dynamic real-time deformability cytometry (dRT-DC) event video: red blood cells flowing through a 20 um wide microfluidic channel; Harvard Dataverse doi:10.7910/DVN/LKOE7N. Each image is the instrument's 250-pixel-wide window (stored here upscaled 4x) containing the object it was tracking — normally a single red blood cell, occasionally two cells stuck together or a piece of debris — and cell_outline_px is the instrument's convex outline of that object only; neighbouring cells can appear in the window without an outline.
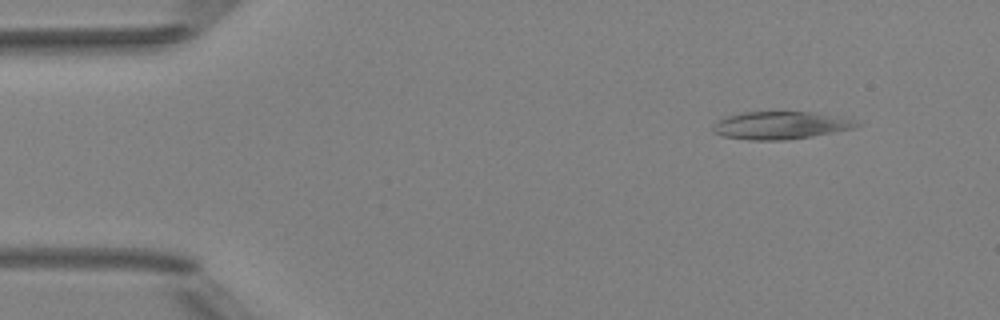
{"species": "Egyptian fruit bat (a non-hibernating species)", "species_latin": "Rousettus aegyptiacus", "temperature_condition": "room temperature", "stored_images_in_passage": 9, "camera_frame_rate_fps": 3000, "um_per_image_px": 0.085, "animal": {"sex": "female"}, "frame": {"image": 1, "passage_image": 2, "time_ms": 1.333, "image_size_px": [1000, 320], "cell_outline_px": [[864, 124], [856, 128], [812, 136], [788, 140], [748, 140], [724, 136], [712, 132], [712, 128], [720, 120], [728, 116], [744, 112], [812, 112], [852, 116]], "centroid_in_image_um": [66.52, 10.64], "position_along_channel_um": 18.5, "area_um2": 23.64}}
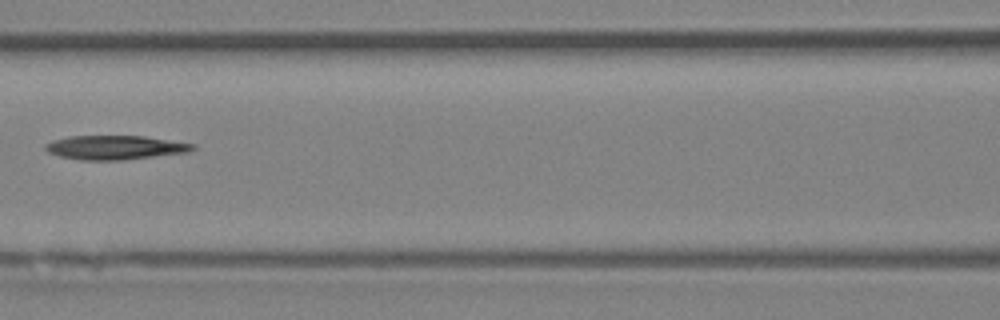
{"frame": {"image": 2, "passage_image": 7, "time_ms": 7.0, "image_size_px": [1000, 320], "cell_outline_px": [[196, 148], [188, 152], [124, 160], [80, 160], [60, 156], [48, 152], [44, 148], [44, 144], [52, 140], [68, 136], [144, 136], [196, 144]], "centroid_in_image_um": [9.77, 12.53], "position_along_channel_um": 156.8, "area_um2": 20.75}}
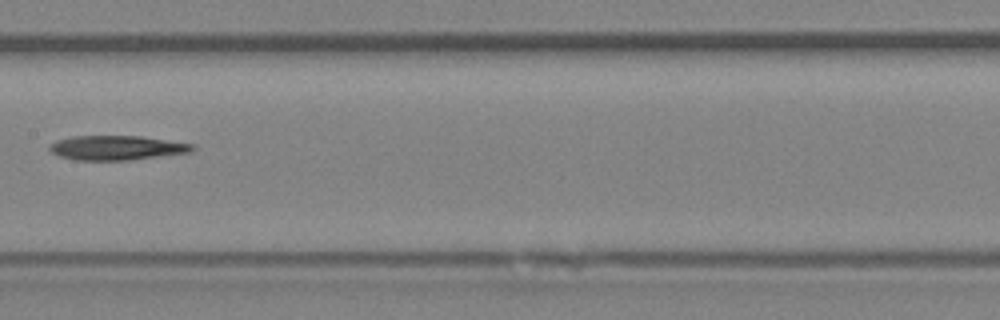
{"frame": {"image": 3, "passage_image": 8, "time_ms": 8.0, "image_size_px": [1000, 320], "cell_outline_px": [[196, 148], [188, 152], [128, 160], [76, 160], [60, 156], [52, 152], [48, 148], [48, 144], [56, 140], [72, 136], [140, 136], [192, 144]], "centroid_in_image_um": [9.84, 12.55], "position_along_channel_um": 197.6, "area_um2": 20.11}}